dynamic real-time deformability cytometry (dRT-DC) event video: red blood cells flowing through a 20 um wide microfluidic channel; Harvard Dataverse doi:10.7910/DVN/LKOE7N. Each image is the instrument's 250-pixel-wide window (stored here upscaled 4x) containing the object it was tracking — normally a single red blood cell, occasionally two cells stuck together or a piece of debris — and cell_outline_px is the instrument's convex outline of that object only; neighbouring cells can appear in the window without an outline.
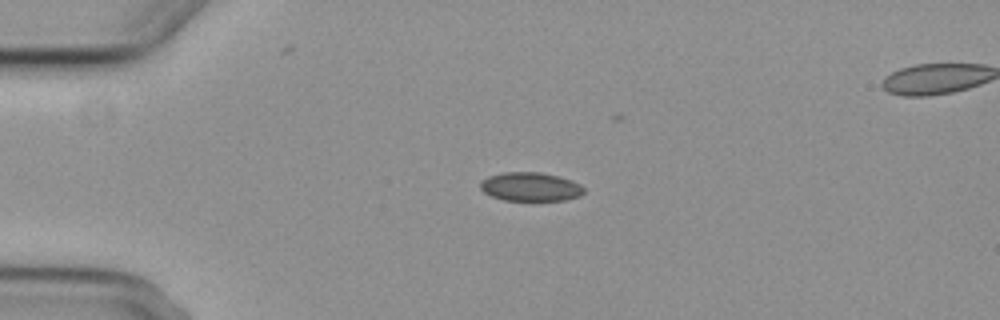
{"species": "common noctule bat (a hibernating species)", "species_latin": "Nyctalus noctula", "temperature_condition": "cold", "stored_images_in_passage": 5, "camera_frame_rate_fps": 3000, "um_per_image_px": 0.085, "animal": {"sex": "female", "body_mass_g": 29.2, "forearm_length_mm": 56.3}, "frame": {"image": 1, "passage_image": 3, "time_ms": 2.333, "image_size_px": [1000, 320], "cell_outline_px": [[584, 192], [580, 196], [564, 200], [504, 200], [492, 196], [484, 192], [480, 188], [480, 180], [488, 176], [504, 172], [540, 172], [572, 180], [580, 184], [584, 188]], "centroid_in_image_um": [45.07, 15.87], "position_along_channel_um": 39.9, "area_um2": 17.34}}
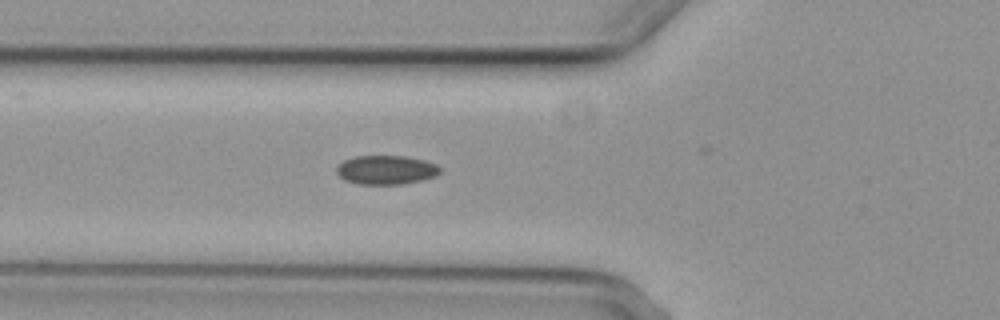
{"frame": {"image": 2, "passage_image": 5, "time_ms": 4.667, "image_size_px": [1000, 320], "cell_outline_px": [[440, 172], [436, 176], [424, 180], [400, 184], [356, 184], [344, 180], [336, 172], [336, 168], [344, 160], [356, 156], [404, 156], [424, 160], [436, 164], [440, 168]], "centroid_in_image_um": [32.82, 14.45], "position_along_channel_um": 93.0, "area_um2": 17.51}}